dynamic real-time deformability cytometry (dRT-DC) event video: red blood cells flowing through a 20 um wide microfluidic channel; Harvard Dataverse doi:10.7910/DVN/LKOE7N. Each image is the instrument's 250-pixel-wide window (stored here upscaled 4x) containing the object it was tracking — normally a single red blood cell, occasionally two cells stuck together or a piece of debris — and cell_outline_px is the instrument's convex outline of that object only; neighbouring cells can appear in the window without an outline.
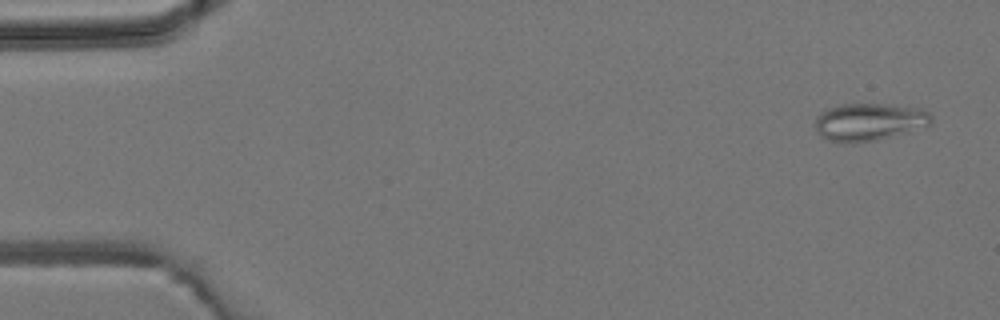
{"species": "common noctule bat (a hibernating species)", "species_latin": "Nyctalus noctula", "temperature_condition": "room temperature", "stored_images_in_passage": 4, "camera_frame_rate_fps": 3000, "um_per_image_px": 0.085, "animal": {"sex": "male", "body_mass_g": 19.2, "forearm_length_mm": 51.8}, "frame": {"image": 1, "passage_image": 1, "time_ms": 0.0, "image_size_px": [1000, 320], "cell_outline_px": [[932, 124], [876, 140], [852, 144], [844, 144], [828, 140], [820, 136], [816, 132], [816, 116], [828, 108], [840, 104], [888, 104], [920, 108], [928, 112], [932, 116]], "centroid_in_image_um": [73.83, 10.37], "position_along_channel_um": 11.2, "area_um2": 25.49}}